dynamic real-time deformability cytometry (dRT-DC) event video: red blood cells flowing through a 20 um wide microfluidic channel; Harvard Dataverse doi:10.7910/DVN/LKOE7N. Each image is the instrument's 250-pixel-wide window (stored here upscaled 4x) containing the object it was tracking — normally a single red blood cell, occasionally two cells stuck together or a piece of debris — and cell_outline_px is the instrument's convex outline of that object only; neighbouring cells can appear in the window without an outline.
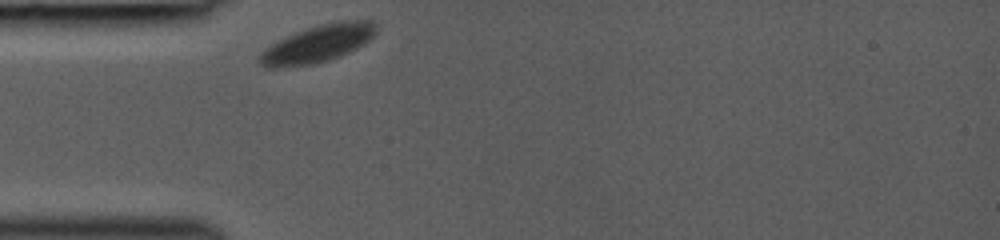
{"species": "common noctule bat (a hibernating species)", "species_latin": "Nyctalus noctula", "temperature_condition": "room temperature", "stored_images_in_passage": 29, "camera_frame_rate_fps": 3000, "um_per_image_px": 0.085, "animal": {"sex": "female", "body_mass_g": 19.0, "forearm_length_mm": 53.3}, "frame": {"image": 1, "passage_image": 1, "time_ms": 0.0, "image_size_px": [1000, 240], "cell_outline_px": [[376, 28], [372, 36], [364, 44], [340, 56], [328, 60], [312, 64], [272, 68], [268, 68], [260, 60], [260, 52], [268, 44], [296, 32], [320, 24], [344, 20], [368, 20]], "centroid_in_image_um": [26.97, 3.71], "position_along_channel_um": 58.0, "area_um2": 24.85}}
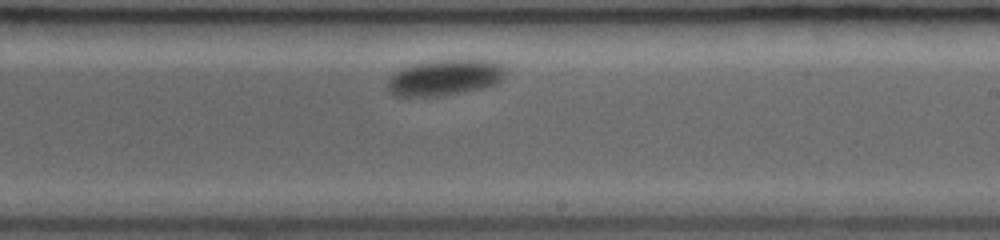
{"frame": {"image": 2, "passage_image": 17, "time_ms": 5.333, "image_size_px": [1000, 240], "cell_outline_px": [[504, 76], [496, 84], [464, 92], [440, 96], [396, 96], [388, 88], [388, 80], [396, 72], [404, 68], [416, 64], [440, 60], [492, 60], [500, 64], [504, 68]], "centroid_in_image_um": [37.84, 6.6], "position_along_channel_um": 251.2, "area_um2": 24.16}}
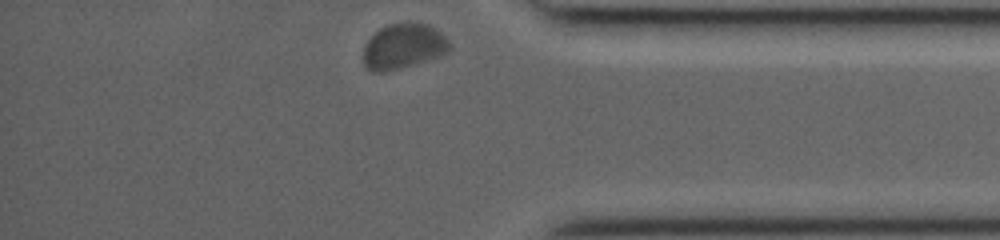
{"frame": {"image": 3, "passage_image": 29, "time_ms": 9.333, "image_size_px": [1000, 240], "cell_outline_px": [[452, 48], [448, 52], [440, 56], [400, 68], [384, 72], [372, 72], [364, 64], [364, 44], [380, 28], [388, 24], [428, 24], [436, 28], [452, 44]], "centroid_in_image_um": [34.31, 3.95], "position_along_channel_um": 400.9, "area_um2": 22.48}}